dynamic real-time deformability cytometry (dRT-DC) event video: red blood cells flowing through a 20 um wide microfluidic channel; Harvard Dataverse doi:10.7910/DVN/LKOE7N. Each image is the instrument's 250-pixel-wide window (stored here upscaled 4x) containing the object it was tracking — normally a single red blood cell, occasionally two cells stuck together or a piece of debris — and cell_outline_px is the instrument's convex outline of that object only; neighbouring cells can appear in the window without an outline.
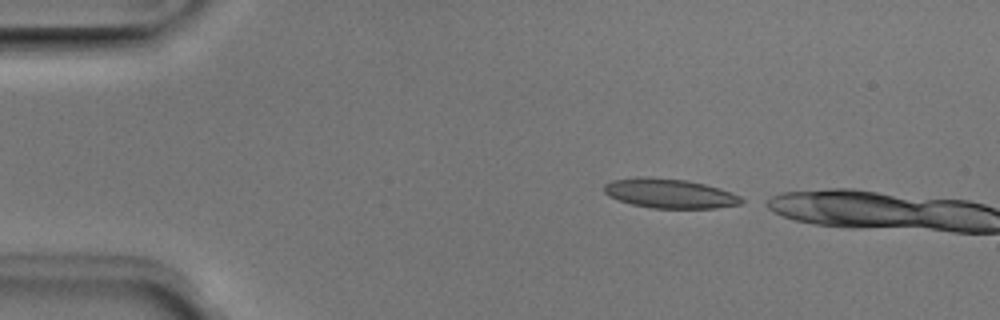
{"species": "Egyptian fruit bat (a non-hibernating species)", "species_latin": "Rousettus aegyptiacus", "temperature_condition": "room temperature", "stored_images_in_passage": 3, "camera_frame_rate_fps": 3000, "um_per_image_px": 0.085, "animal": {"sex": "male"}, "frame": {"image": 1, "passage_image": 1, "time_ms": 0.0, "image_size_px": [1000, 320], "cell_outline_px": [[748, 200], [744, 204], [716, 208], [652, 208], [632, 204], [608, 196], [604, 192], [604, 184], [612, 180], [636, 176], [644, 176], [688, 180], [720, 188], [732, 192]], "centroid_in_image_um": [56.97, 16.44], "position_along_channel_um": 28.0, "area_um2": 23.93}}